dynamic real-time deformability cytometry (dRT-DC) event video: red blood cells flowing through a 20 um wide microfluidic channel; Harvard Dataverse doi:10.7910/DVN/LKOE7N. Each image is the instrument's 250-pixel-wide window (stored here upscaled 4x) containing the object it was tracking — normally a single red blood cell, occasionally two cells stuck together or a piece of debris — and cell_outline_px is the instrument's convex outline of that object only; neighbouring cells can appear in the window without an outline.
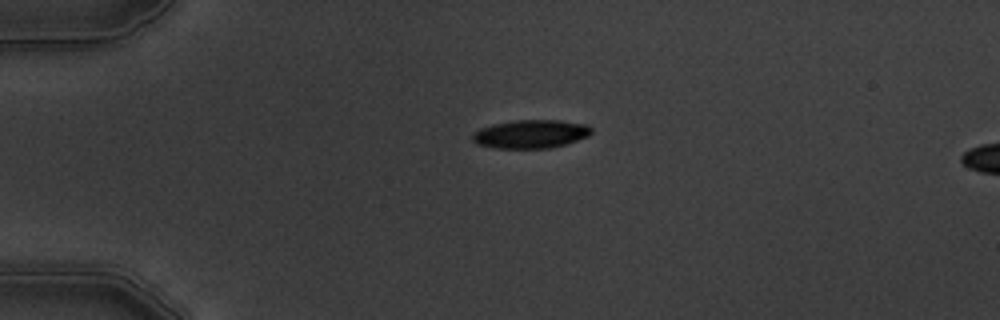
{"species": "common noctule bat (a hibernating species)", "species_latin": "Nyctalus noctula", "temperature_condition": "warm", "stored_images_in_passage": 3, "camera_frame_rate_fps": 3000, "um_per_image_px": 0.085, "animal": {"sex": "male", "body_mass_g": 19.5, "forearm_length_mm": 54.6}, "frame": {"image": 1, "passage_image": 1, "time_ms": 0.0, "image_size_px": [1000, 320], "cell_outline_px": [[592, 132], [588, 136], [568, 144], [548, 148], [496, 148], [476, 144], [472, 140], [472, 132], [480, 128], [492, 124], [516, 120], [560, 120], [588, 124], [592, 128]], "centroid_in_image_um": [45.12, 11.39], "position_along_channel_um": 39.9, "area_um2": 19.94}}
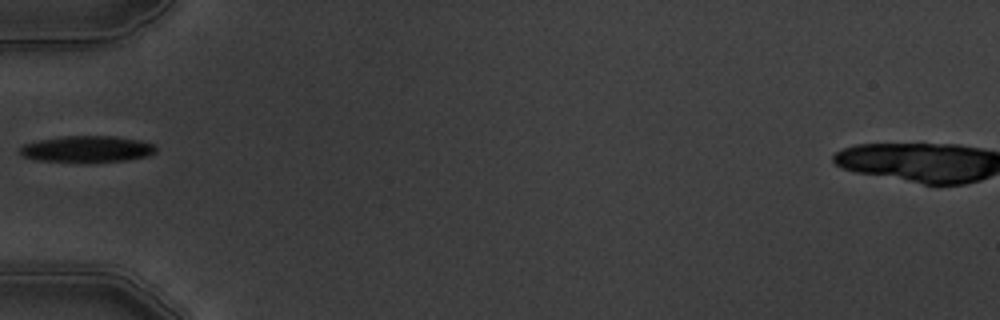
{"frame": {"image": 2, "passage_image": 2, "time_ms": 2.0, "image_size_px": [1000, 320], "cell_outline_px": [[156, 152], [148, 156], [124, 160], [36, 160], [24, 156], [20, 152], [20, 148], [24, 144], [40, 140], [64, 136], [116, 136], [140, 140], [152, 144], [156, 148]], "centroid_in_image_um": [7.43, 12.63], "position_along_channel_um": 77.6, "area_um2": 20.06}}